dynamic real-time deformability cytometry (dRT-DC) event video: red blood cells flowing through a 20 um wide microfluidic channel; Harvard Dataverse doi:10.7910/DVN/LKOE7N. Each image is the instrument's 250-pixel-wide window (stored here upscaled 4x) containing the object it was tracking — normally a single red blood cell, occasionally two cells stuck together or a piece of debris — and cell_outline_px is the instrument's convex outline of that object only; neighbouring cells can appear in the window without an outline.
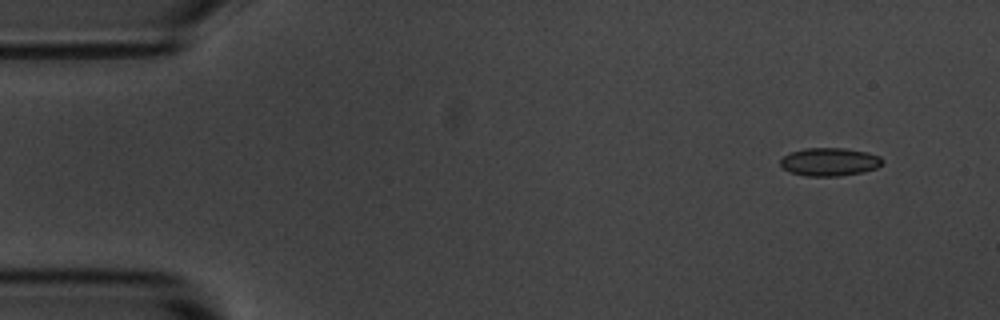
{"species": "common noctule bat (a hibernating species)", "species_latin": "Nyctalus noctula", "temperature_condition": "room temperature", "stored_images_in_passage": 5, "camera_frame_rate_fps": 3000, "um_per_image_px": 0.085, "animal": {"sex": "male", "body_mass_g": 20.1, "forearm_length_mm": 53.5}, "frame": {"image": 1, "passage_image": 2, "time_ms": 1.0, "image_size_px": [1000, 320], "cell_outline_px": [[884, 160], [876, 168], [864, 172], [840, 176], [808, 176], [792, 172], [784, 168], [780, 164], [780, 160], [784, 156], [792, 152], [804, 148], [844, 148], [868, 152], [880, 156]], "centroid_in_image_um": [70.54, 13.75], "position_along_channel_um": 14.5, "area_um2": 16.65}}
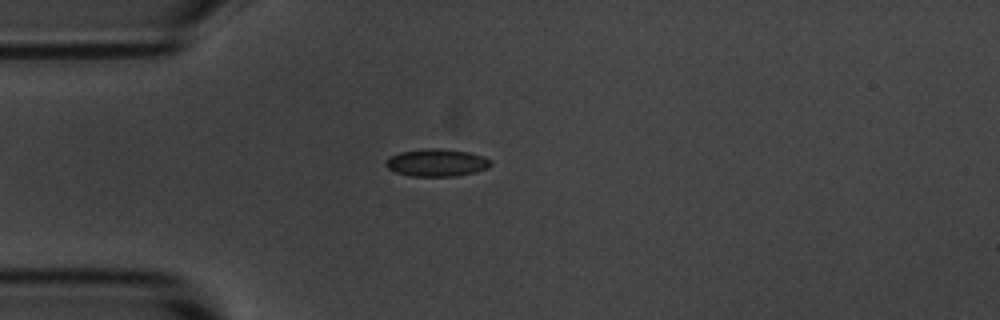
{"frame": {"image": 2, "passage_image": 4, "time_ms": 4.333, "image_size_px": [1000, 320], "cell_outline_px": [[492, 164], [488, 168], [476, 172], [456, 176], [412, 176], [396, 172], [388, 168], [384, 164], [384, 160], [388, 156], [400, 152], [424, 148], [440, 148], [468, 152], [484, 156]], "centroid_in_image_um": [37.08, 13.82], "position_along_channel_um": 47.9, "area_um2": 16.94}}